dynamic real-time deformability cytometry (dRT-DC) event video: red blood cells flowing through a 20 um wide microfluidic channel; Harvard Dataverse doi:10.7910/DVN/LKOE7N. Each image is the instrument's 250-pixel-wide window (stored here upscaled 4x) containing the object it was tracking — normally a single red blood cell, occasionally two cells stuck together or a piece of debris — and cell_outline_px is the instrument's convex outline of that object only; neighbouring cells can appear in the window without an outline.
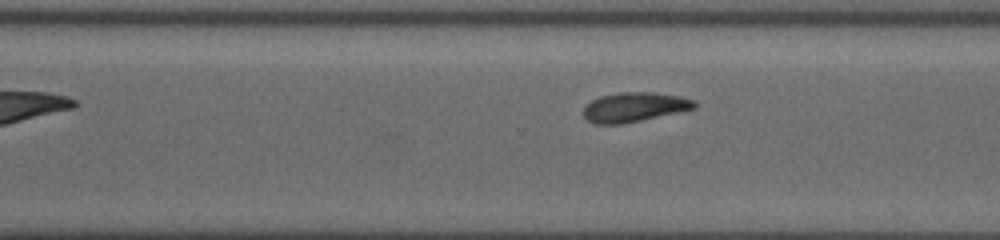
{"species": "common noctule bat (a hibernating species)", "species_latin": "Nyctalus noctula", "temperature_condition": "cold", "stored_images_in_passage": 46, "camera_frame_rate_fps": 3000, "um_per_image_px": 0.085, "animal": {"sex": "female", "body_mass_g": 19.5, "forearm_length_mm": 54.1}, "frame": {"image": 1, "passage_image": 46, "time_ms": 16.333, "image_size_px": [1000, 240], "cell_outline_px": [[696, 108], [640, 120], [620, 124], [596, 124], [588, 120], [584, 116], [584, 108], [592, 100], [600, 96], [620, 92], [652, 92], [676, 96], [696, 100]], "centroid_in_image_um": [53.91, 9.1], "position_along_channel_um": 316.7, "area_um2": 18.73}}